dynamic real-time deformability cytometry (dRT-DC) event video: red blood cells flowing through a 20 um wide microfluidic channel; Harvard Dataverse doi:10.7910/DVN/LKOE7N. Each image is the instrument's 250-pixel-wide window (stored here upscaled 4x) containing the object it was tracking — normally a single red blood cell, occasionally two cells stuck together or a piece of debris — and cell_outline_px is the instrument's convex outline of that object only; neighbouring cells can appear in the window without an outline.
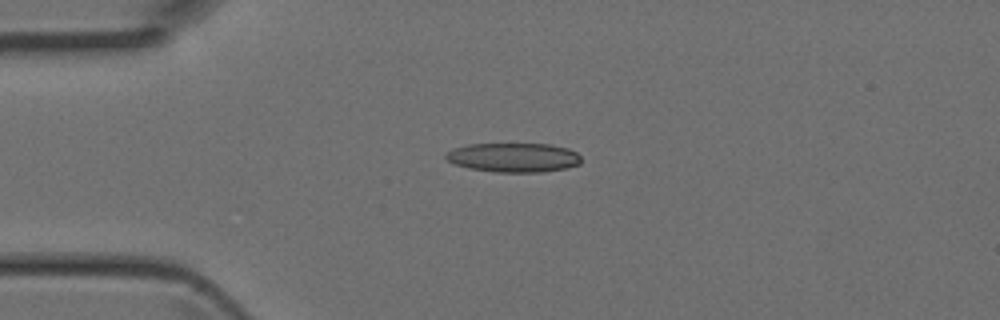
{"species": "Egyptian fruit bat (a non-hibernating species)", "species_latin": "Rousettus aegyptiacus", "temperature_condition": "room temperature", "stored_images_in_passage": 5, "camera_frame_rate_fps": 3000, "um_per_image_px": 0.085, "animal": {"sex": "female"}, "frame": {"image": 1, "passage_image": 3, "time_ms": 0.667, "image_size_px": [1000, 320], "cell_outline_px": [[580, 164], [568, 168], [544, 172], [496, 172], [468, 168], [444, 160], [444, 156], [452, 148], [468, 144], [552, 144], [568, 148], [576, 152], [580, 156]], "centroid_in_image_um": [43.65, 13.39], "position_along_channel_um": 41.3, "area_um2": 23.29}}
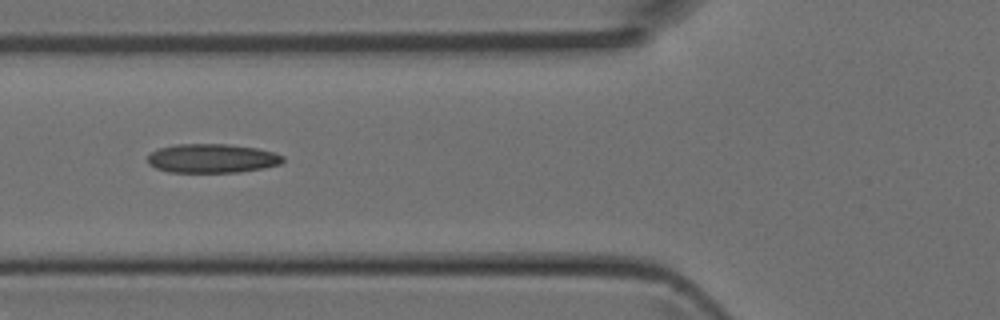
{"frame": {"image": 2, "passage_image": 5, "time_ms": 1.333, "image_size_px": [1000, 320], "cell_outline_px": [[284, 160], [280, 164], [264, 168], [240, 172], [168, 172], [156, 168], [148, 164], [148, 156], [152, 152], [160, 148], [176, 144], [228, 144], [256, 148], [272, 152], [284, 156]], "centroid_in_image_um": [18.03, 13.46], "position_along_channel_um": 107.8, "area_um2": 22.83}}